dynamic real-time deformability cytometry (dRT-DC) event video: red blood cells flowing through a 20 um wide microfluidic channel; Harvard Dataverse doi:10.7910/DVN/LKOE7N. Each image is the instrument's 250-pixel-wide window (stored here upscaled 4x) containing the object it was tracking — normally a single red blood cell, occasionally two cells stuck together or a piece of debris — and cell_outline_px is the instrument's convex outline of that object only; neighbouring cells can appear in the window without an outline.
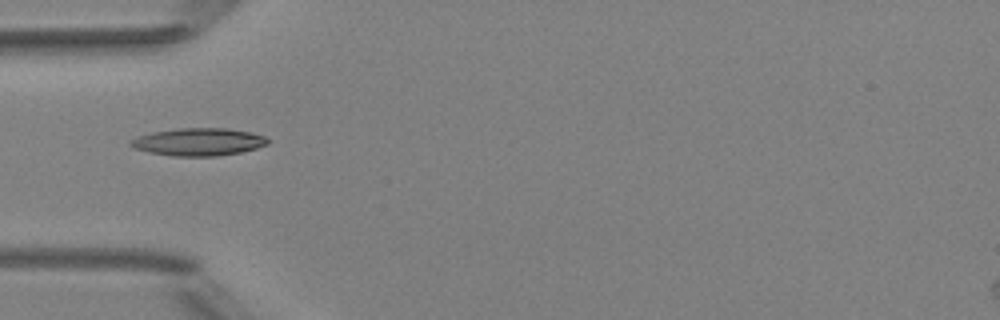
{"species": "Egyptian fruit bat (a non-hibernating species)", "species_latin": "Rousettus aegyptiacus", "temperature_condition": "room temperature", "stored_images_in_passage": 7, "camera_frame_rate_fps": 3000, "um_per_image_px": 0.085, "animal": {"sex": "female"}, "frame": {"image": 1, "passage_image": 5, "time_ms": 4.667, "image_size_px": [1000, 320], "cell_outline_px": [[272, 140], [268, 144], [256, 148], [240, 152], [216, 156], [172, 156], [148, 152], [132, 148], [128, 144], [128, 140], [136, 136], [152, 132], [176, 128], [228, 128], [252, 132], [264, 136]], "centroid_in_image_um": [16.84, 12.05], "position_along_channel_um": 68.2, "area_um2": 22.43}}
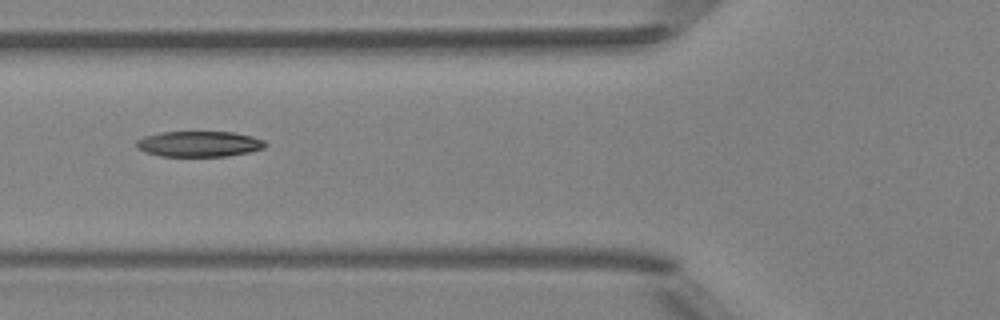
{"frame": {"image": 2, "passage_image": 6, "time_ms": 5.667, "image_size_px": [1000, 320], "cell_outline_px": [[268, 144], [264, 148], [248, 152], [228, 156], [160, 156], [144, 152], [136, 148], [136, 140], [144, 136], [160, 132], [232, 132], [252, 136], [264, 140]], "centroid_in_image_um": [16.9, 12.23], "position_along_channel_um": 108.9, "area_um2": 19.36}}
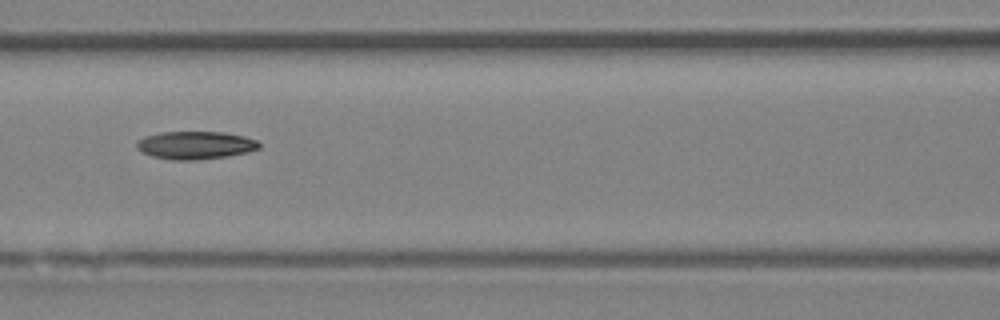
{"frame": {"image": 3, "passage_image": 7, "time_ms": 6.667, "image_size_px": [1000, 320], "cell_outline_px": [[260, 148], [248, 152], [228, 156], [196, 160], [168, 160], [152, 156], [136, 148], [136, 140], [144, 136], [160, 132], [224, 132], [244, 136], [256, 140], [260, 144]], "centroid_in_image_um": [16.59, 12.34], "position_along_channel_um": 150.0, "area_um2": 20.06}}